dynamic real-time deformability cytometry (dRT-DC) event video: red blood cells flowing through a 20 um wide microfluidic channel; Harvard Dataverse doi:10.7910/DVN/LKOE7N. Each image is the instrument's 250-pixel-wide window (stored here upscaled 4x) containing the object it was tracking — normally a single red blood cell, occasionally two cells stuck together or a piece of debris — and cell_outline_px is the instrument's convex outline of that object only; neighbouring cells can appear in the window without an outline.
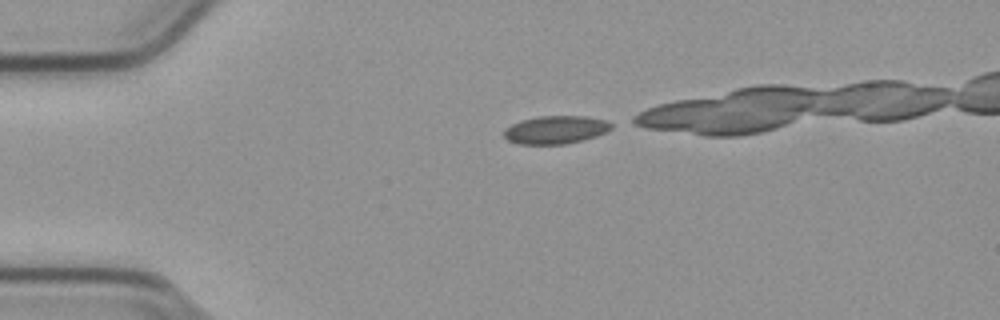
{"species": "common noctule bat (a hibernating species)", "species_latin": "Nyctalus noctula", "temperature_condition": "cold", "stored_images_in_passage": 12, "camera_frame_rate_fps": 3000, "um_per_image_px": 0.085, "animal": {"sex": "male", "body_mass_g": 23.1, "forearm_length_mm": 52.7}, "frame": {"image": 1, "passage_image": 1, "time_ms": 0.0, "image_size_px": [1000, 320], "cell_outline_px": [[616, 124], [608, 132], [584, 140], [564, 144], [516, 144], [508, 140], [504, 136], [504, 132], [512, 124], [524, 120], [540, 116], [584, 116], [608, 120]], "centroid_in_image_um": [47.32, 11.03], "position_along_channel_um": 37.7, "area_um2": 17.63}}
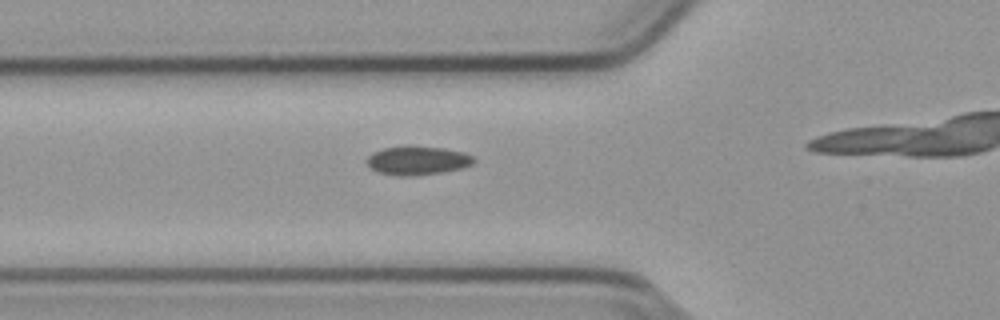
{"frame": {"image": 2, "passage_image": 8, "time_ms": 2.333, "image_size_px": [1000, 320], "cell_outline_px": [[476, 160], [472, 164], [460, 168], [440, 172], [404, 176], [400, 176], [380, 172], [372, 168], [368, 164], [368, 156], [372, 152], [384, 148], [444, 148], [464, 152], [472, 156]], "centroid_in_image_um": [35.52, 13.66], "position_along_channel_um": 90.3, "area_um2": 16.99}}
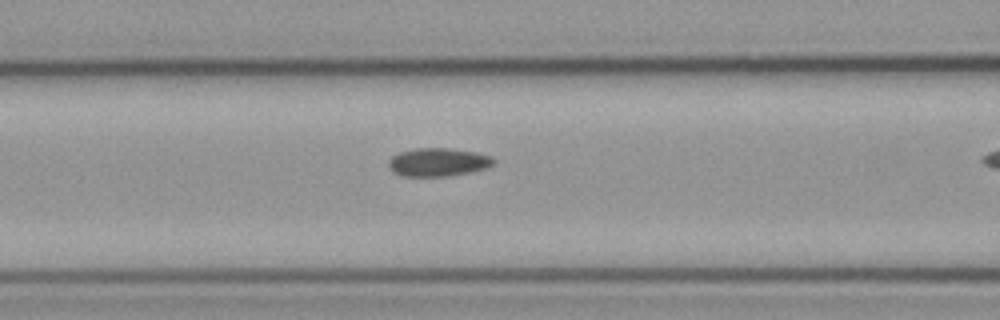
{"frame": {"image": 3, "passage_image": 11, "time_ms": 3.333, "image_size_px": [1000, 320], "cell_outline_px": [[496, 164], [488, 168], [448, 176], [404, 176], [392, 172], [388, 168], [388, 160], [392, 156], [400, 152], [416, 148], [448, 148], [476, 152], [492, 156], [496, 160]], "centroid_in_image_um": [37.25, 13.78], "position_along_channel_um": 129.3, "area_um2": 17.51}}